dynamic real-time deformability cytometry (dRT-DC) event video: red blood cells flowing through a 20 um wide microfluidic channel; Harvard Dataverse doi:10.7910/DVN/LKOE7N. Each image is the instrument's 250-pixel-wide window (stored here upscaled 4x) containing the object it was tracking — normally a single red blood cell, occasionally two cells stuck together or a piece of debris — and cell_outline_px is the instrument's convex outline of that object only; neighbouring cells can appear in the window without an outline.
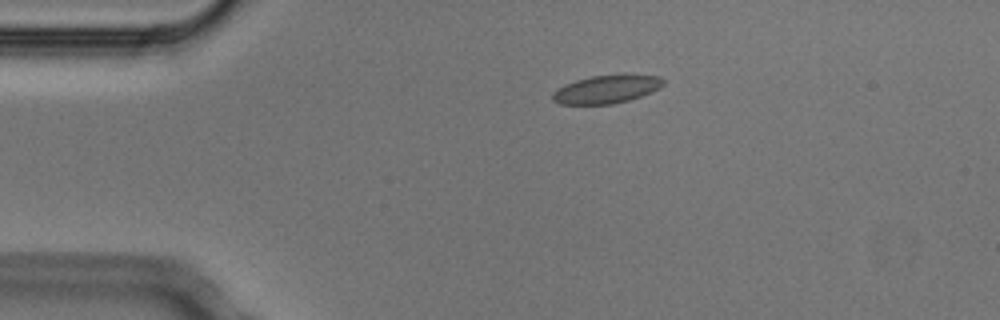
{"species": "Egyptian fruit bat (a non-hibernating species)", "species_latin": "Rousettus aegyptiacus", "temperature_condition": "cold", "stored_images_in_passage": 3, "camera_frame_rate_fps": 3000, "um_per_image_px": 0.085, "animal": {"sex": "male"}, "frame": {"image": 1, "passage_image": 2, "time_ms": 0.333, "image_size_px": [1000, 320], "cell_outline_px": [[664, 84], [660, 88], [640, 96], [628, 100], [612, 104], [560, 104], [552, 100], [552, 92], [564, 84], [576, 80], [592, 76], [624, 72], [660, 76], [664, 80]], "centroid_in_image_um": [51.58, 7.54], "position_along_channel_um": 33.4, "area_um2": 18.67}}